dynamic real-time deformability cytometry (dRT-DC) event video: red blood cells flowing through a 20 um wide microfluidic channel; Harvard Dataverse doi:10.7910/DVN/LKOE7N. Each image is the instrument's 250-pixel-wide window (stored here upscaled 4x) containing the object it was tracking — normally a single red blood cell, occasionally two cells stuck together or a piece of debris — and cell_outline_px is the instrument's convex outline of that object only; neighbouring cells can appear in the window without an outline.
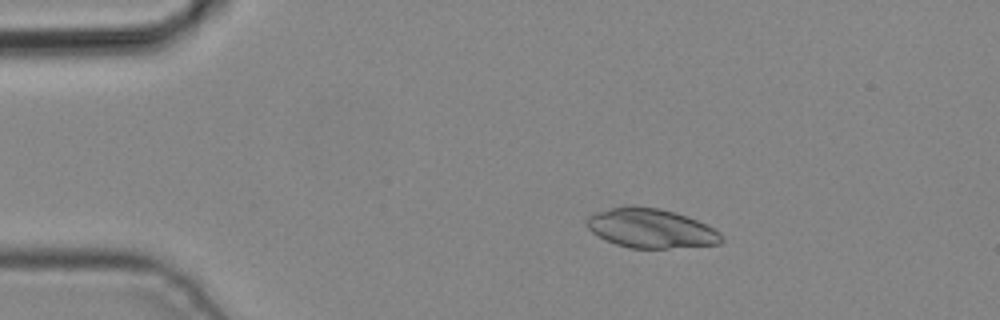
{"species": "common noctule bat (a hibernating species)", "species_latin": "Nyctalus noctula", "temperature_condition": "cold", "stored_images_in_passage": 4, "camera_frame_rate_fps": 3000, "um_per_image_px": 0.085, "animal": {"sex": "male", "body_mass_g": 19.2, "forearm_length_mm": 51.8}, "frame": {"image": 1, "passage_image": 2, "time_ms": 0.333, "image_size_px": [1000, 320], "cell_outline_px": [[724, 240], [720, 244], [668, 248], [628, 248], [604, 240], [592, 232], [588, 228], [584, 220], [588, 216], [596, 212], [628, 204], [660, 208], [676, 212], [688, 216], [720, 232], [724, 236]], "centroid_in_image_um": [55.3, 19.39], "position_along_channel_um": 29.7, "area_um2": 31.21}}